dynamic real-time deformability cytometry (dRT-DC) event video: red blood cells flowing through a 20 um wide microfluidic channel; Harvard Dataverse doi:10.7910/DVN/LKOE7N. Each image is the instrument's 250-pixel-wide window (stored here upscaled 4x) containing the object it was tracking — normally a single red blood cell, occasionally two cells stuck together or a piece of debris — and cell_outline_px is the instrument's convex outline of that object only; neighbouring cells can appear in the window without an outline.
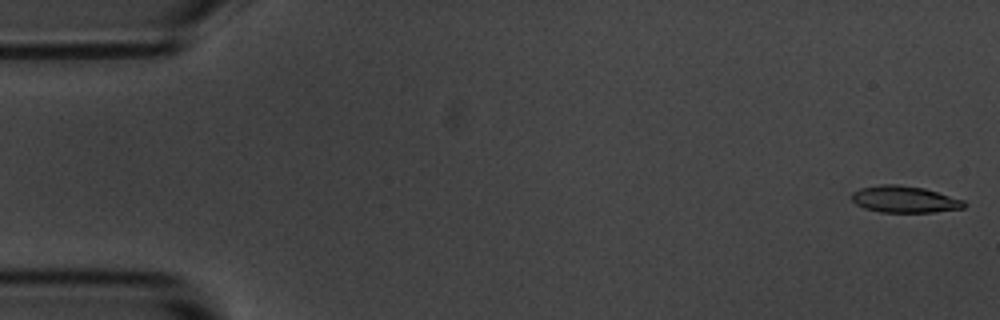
{"species": "common noctule bat (a hibernating species)", "species_latin": "Nyctalus noctula", "temperature_condition": "room temperature", "stored_images_in_passage": 55, "camera_frame_rate_fps": 3000, "um_per_image_px": 0.085, "animal": {"sex": "male", "body_mass_g": 20.1, "forearm_length_mm": 53.5}, "frame": {"image": 1, "passage_image": 1, "time_ms": 0.0, "image_size_px": [1000, 320], "cell_outline_px": [[968, 204], [964, 208], [932, 212], [880, 212], [864, 208], [856, 204], [852, 200], [852, 192], [860, 188], [884, 184], [896, 184], [924, 188], [964, 200]], "centroid_in_image_um": [76.89, 16.94], "position_along_channel_um": 8.1, "area_um2": 17.46}}
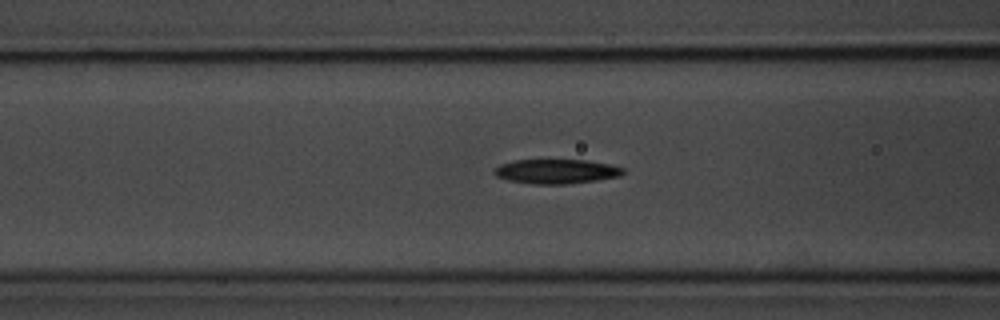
{"frame": {"image": 2, "passage_image": 21, "time_ms": 6.667, "image_size_px": [1000, 320], "cell_outline_px": [[624, 172], [620, 176], [596, 180], [568, 184], [532, 184], [508, 180], [496, 176], [492, 172], [500, 164], [516, 160], [588, 160], [612, 164], [624, 168]], "centroid_in_image_um": [47.3, 14.57], "position_along_channel_um": 119.3, "area_um2": 18.44}}
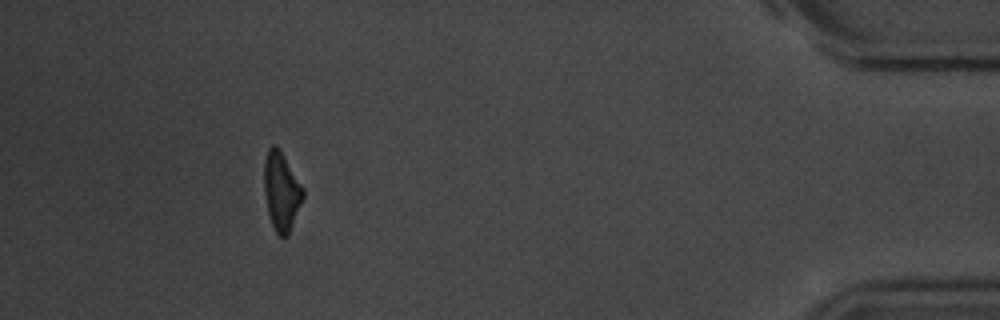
{"frame": {"image": 3, "passage_image": 50, "time_ms": 16.333, "image_size_px": [1000, 320], "cell_outline_px": [[304, 196], [288, 236], [284, 240], [276, 232], [272, 224], [268, 212], [264, 192], [264, 160], [268, 148], [272, 144], [276, 144], [280, 148], [304, 188]], "centroid_in_image_um": [23.92, 16.23], "position_along_channel_um": 411.3, "area_um2": 18.03}, "authors_computed_cell_mechanics": {"area_um2": 18.207, "velocity_mm_per_s": 3.6452, "shape_relaxation_time_tau1_ms": 3.5439, "shape_relaxation_time_tau2_ms": null, "deformation_change_tau1": 0.1757, "deformation_change_tau2": null}}